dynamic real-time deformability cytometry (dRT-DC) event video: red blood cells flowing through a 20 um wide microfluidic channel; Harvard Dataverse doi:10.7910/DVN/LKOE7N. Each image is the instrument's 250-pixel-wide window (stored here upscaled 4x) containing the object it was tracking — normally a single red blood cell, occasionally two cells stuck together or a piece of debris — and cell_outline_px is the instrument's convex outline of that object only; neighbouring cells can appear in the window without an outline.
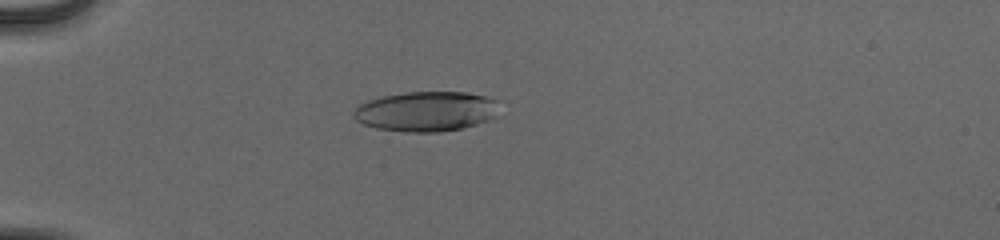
{"species": "human", "species_latin": "Homo sapiens", "temperature_condition": "cold", "stored_images_in_passage": 54, "camera_frame_rate_fps": 3000, "um_per_image_px": 0.085, "donor": {"sex": "male"}, "frame": {"image": 1, "passage_image": 17, "time_ms": 5.333, "image_size_px": [1000, 240], "cell_outline_px": [[500, 100], [496, 116], [488, 120], [464, 128], [440, 132], [404, 132], [376, 128], [364, 124], [356, 120], [352, 116], [352, 112], [360, 104], [368, 100], [384, 96], [408, 92], [468, 92]], "centroid_in_image_um": [36.25, 9.47], "position_along_channel_um": 48.7, "area_um2": 34.16}}
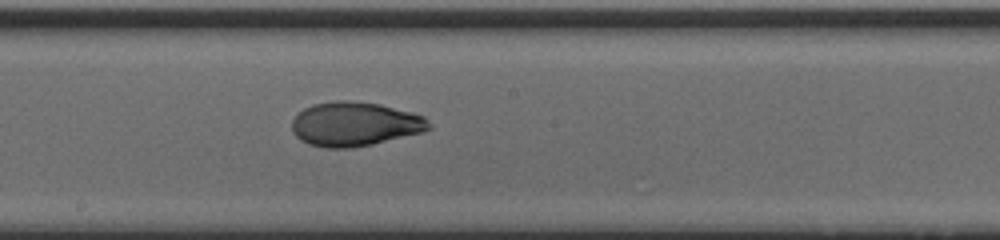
{"frame": {"image": 2, "passage_image": 32, "time_ms": 10.333, "image_size_px": [1000, 240], "cell_outline_px": [[432, 128], [424, 132], [372, 144], [352, 148], [324, 148], [308, 144], [300, 140], [292, 132], [292, 120], [304, 108], [312, 104], [336, 100], [348, 100], [380, 104], [412, 112], [424, 116], [432, 124]], "centroid_in_image_um": [30.17, 10.55], "position_along_channel_um": 218.0, "area_um2": 35.6}}
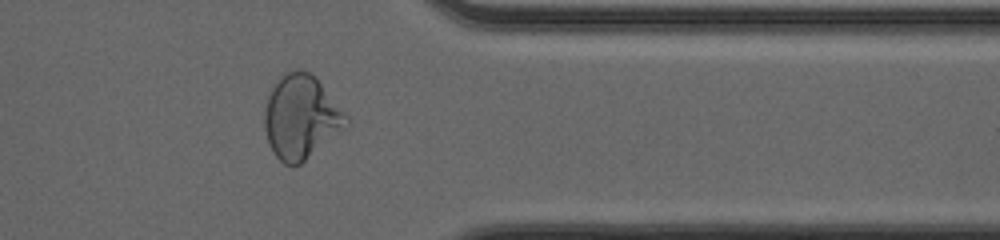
{"frame": {"image": 3, "passage_image": 45, "time_ms": 14.667, "image_size_px": [1000, 240], "cell_outline_px": [[348, 124], [344, 128], [300, 164], [292, 168], [284, 164], [272, 152], [268, 144], [264, 128], [264, 108], [268, 96], [272, 88], [288, 72], [300, 68], [316, 76], [348, 116]], "centroid_in_image_um": [25.57, 9.97], "position_along_channel_um": 385.8, "area_um2": 39.71}, "authors_computed_cell_mechanics": {"area_um2": 35.6337, "velocity_mm_per_s": 4.0105, "shape_relaxation_time_tau1_ms": 7.9321, "shape_relaxation_time_tau2_ms": 0.7553, "deformation_change_tau1": 0.2845, "deformation_change_tau2": 0.0458}}